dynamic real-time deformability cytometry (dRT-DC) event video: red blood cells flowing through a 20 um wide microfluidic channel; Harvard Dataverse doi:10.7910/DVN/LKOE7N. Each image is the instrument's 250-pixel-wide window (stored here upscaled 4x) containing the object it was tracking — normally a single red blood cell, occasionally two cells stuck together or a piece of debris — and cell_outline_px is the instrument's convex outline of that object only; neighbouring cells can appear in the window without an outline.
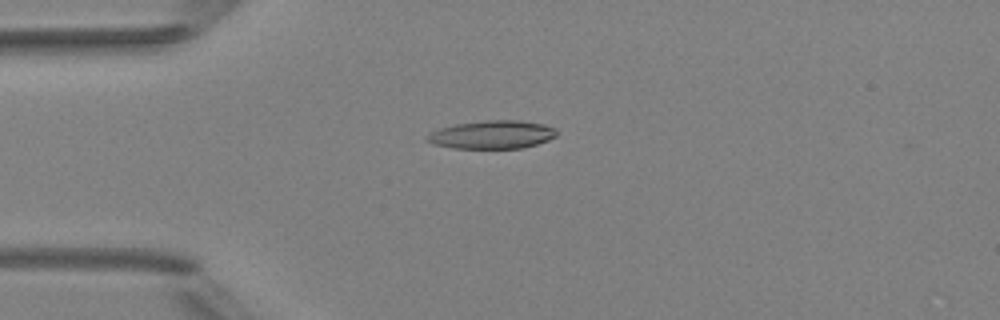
{"species": "Egyptian fruit bat (a non-hibernating species)", "species_latin": "Rousettus aegyptiacus", "temperature_condition": "room temperature", "stored_images_in_passage": 3, "camera_frame_rate_fps": 3000, "um_per_image_px": 0.085, "animal": {"sex": "female"}, "frame": {"image": 1, "passage_image": 1, "time_ms": 0.0, "image_size_px": [1000, 320], "cell_outline_px": [[556, 136], [548, 140], [536, 144], [520, 148], [452, 148], [432, 144], [424, 140], [432, 132], [440, 128], [456, 124], [488, 120], [520, 120], [544, 124], [556, 128]], "centroid_in_image_um": [41.83, 11.44], "position_along_channel_um": 43.2, "area_um2": 21.21}}
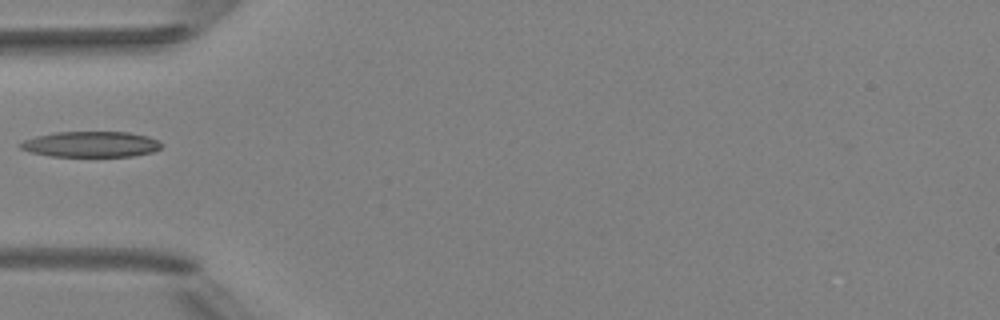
{"frame": {"image": 2, "passage_image": 2, "time_ms": 1.333, "image_size_px": [1000, 320], "cell_outline_px": [[160, 148], [152, 152], [132, 156], [52, 156], [28, 152], [20, 148], [16, 144], [24, 140], [36, 136], [56, 132], [128, 132], [148, 136], [156, 140], [160, 144]], "centroid_in_image_um": [7.66, 12.26], "position_along_channel_um": 77.3, "area_um2": 21.04}}
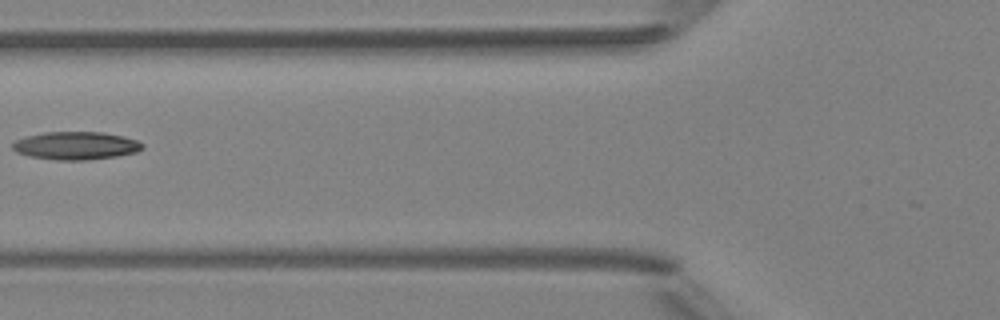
{"frame": {"image": 3, "passage_image": 3, "time_ms": 2.333, "image_size_px": [1000, 320], "cell_outline_px": [[144, 148], [136, 152], [116, 156], [88, 160], [56, 160], [28, 156], [16, 152], [12, 148], [12, 144], [16, 140], [28, 136], [44, 132], [104, 132], [124, 136], [136, 140], [144, 144]], "centroid_in_image_um": [6.46, 12.38], "position_along_channel_um": 119.3, "area_um2": 21.21}}